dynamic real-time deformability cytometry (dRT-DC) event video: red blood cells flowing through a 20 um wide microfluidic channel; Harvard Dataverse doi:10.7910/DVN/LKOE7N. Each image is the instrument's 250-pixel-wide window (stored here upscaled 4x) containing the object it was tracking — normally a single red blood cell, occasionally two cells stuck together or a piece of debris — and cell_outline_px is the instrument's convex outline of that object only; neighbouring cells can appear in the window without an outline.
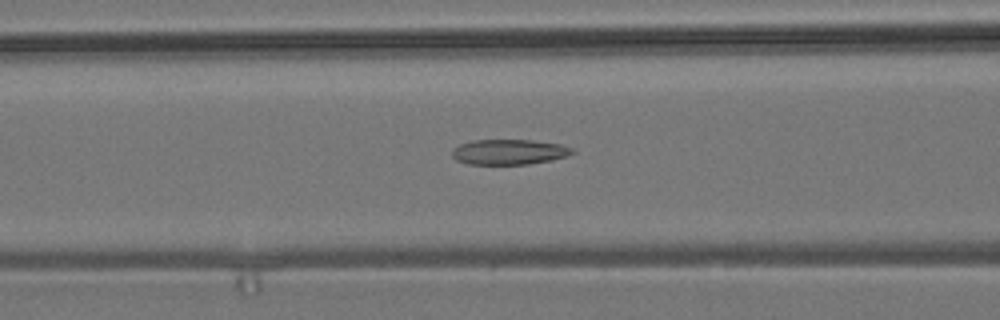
{"species": "common noctule bat (a hibernating species)", "species_latin": "Nyctalus noctula", "temperature_condition": "room temperature", "stored_images_in_passage": 50, "camera_frame_rate_fps": 3000, "um_per_image_px": 0.085, "animal": {"sex": "male", "body_mass_g": 19.2, "forearm_length_mm": 51.8}, "frame": {"image": 1, "passage_image": 22, "time_ms": 7.0, "image_size_px": [1000, 320], "cell_outline_px": [[576, 152], [552, 160], [528, 164], [468, 164], [456, 160], [452, 156], [452, 148], [460, 144], [472, 140], [532, 140], [560, 144], [572, 148]], "centroid_in_image_um": [43.24, 12.91], "position_along_channel_um": 123.4, "area_um2": 17.69}}
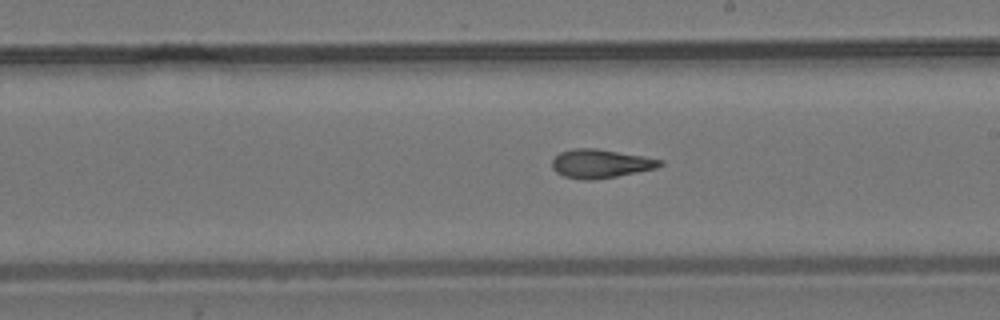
{"frame": {"image": 2, "passage_image": 31, "time_ms": 10.0, "image_size_px": [1000, 320], "cell_outline_px": [[664, 164], [656, 168], [616, 176], [592, 180], [584, 180], [564, 176], [556, 172], [552, 168], [552, 160], [560, 152], [572, 148], [596, 148], [644, 156], [664, 160]], "centroid_in_image_um": [51.05, 13.9], "position_along_channel_um": 238.0, "area_um2": 18.03}}
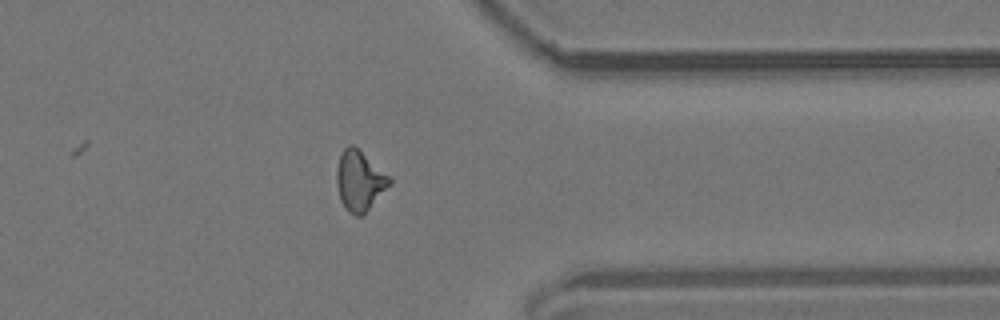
{"frame": {"image": 3, "passage_image": 43, "time_ms": 14.0, "image_size_px": [1000, 320], "cell_outline_px": [[392, 184], [360, 216], [356, 216], [348, 212], [344, 208], [340, 200], [336, 184], [336, 172], [340, 152], [348, 144], [352, 144], [360, 148], [392, 176]], "centroid_in_image_um": [30.58, 15.3], "position_along_channel_um": 380.8, "area_um2": 19.07}, "authors_computed_cell_mechanics": {"area_um2": 18.2648, "velocity_mm_per_s": 3.8205, "shape_relaxation_time_tau1_ms": null, "shape_relaxation_time_tau2_ms": 2.5886, "deformation_change_tau1": null, "deformation_change_tau2": 0.1165}}